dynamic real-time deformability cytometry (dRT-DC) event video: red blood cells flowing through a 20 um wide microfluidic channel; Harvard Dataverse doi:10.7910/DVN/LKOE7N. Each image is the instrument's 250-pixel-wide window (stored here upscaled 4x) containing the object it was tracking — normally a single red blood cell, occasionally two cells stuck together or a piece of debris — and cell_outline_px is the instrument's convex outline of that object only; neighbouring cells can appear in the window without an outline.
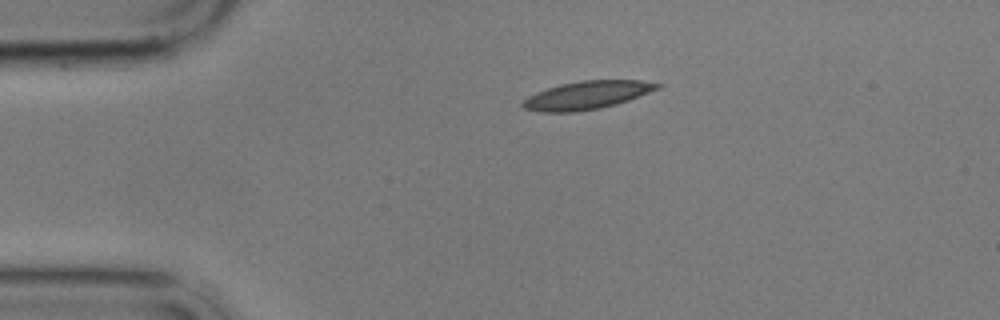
{"species": "common noctule bat (a hibernating species)", "species_latin": "Nyctalus noctula", "temperature_condition": "cold", "stored_images_in_passage": 2, "camera_frame_rate_fps": 3000, "um_per_image_px": 0.085, "animal": {"sex": "male", "body_mass_g": 17.9}, "frame": {"image": 1, "passage_image": 1, "time_ms": 0.0, "image_size_px": [1000, 320], "cell_outline_px": [[664, 84], [660, 88], [628, 100], [616, 104], [600, 108], [576, 112], [540, 112], [524, 108], [520, 104], [528, 96], [536, 92], [560, 84], [580, 80], [640, 80]], "centroid_in_image_um": [49.89, 8.08], "position_along_channel_um": 35.1, "area_um2": 22.08}}